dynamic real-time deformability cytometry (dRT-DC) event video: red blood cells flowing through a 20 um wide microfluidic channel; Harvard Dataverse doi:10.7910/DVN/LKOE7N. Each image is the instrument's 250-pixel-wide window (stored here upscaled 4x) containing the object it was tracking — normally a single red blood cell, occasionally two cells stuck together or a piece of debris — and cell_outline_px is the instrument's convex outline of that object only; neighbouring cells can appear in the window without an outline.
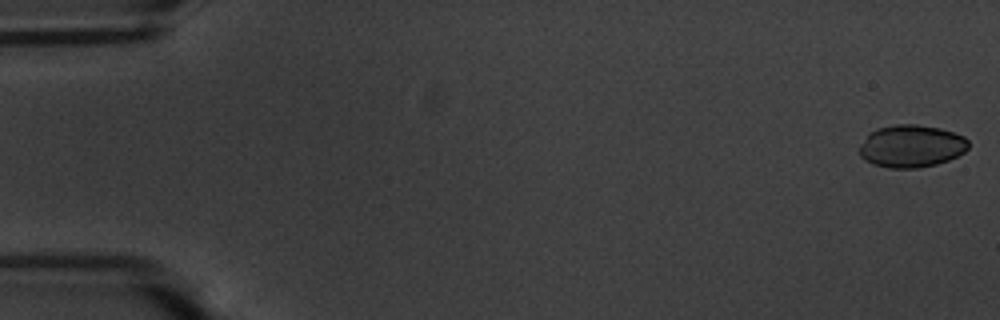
{"species": "common noctule bat (a hibernating species)", "species_latin": "Nyctalus noctula", "temperature_condition": "warm", "stored_images_in_passage": 56, "camera_frame_rate_fps": 3000, "um_per_image_px": 0.085, "animal": {"sex": "male", "body_mass_g": 20.1, "forearm_length_mm": 53.5}, "frame": {"image": 1, "passage_image": 1, "time_ms": 0.0, "image_size_px": [1000, 320], "cell_outline_px": [[968, 148], [964, 152], [948, 160], [936, 164], [916, 168], [888, 168], [872, 164], [864, 160], [860, 156], [860, 144], [876, 128], [896, 124], [916, 124], [940, 128], [964, 136], [968, 140]], "centroid_in_image_um": [77.46, 12.42], "position_along_channel_um": 7.5, "area_um2": 26.93}}
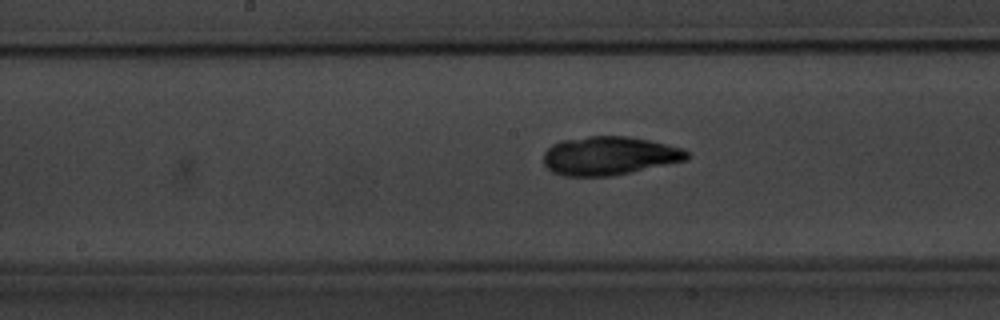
{"frame": {"image": 2, "passage_image": 29, "time_ms": 9.333, "image_size_px": [1000, 320], "cell_outline_px": [[692, 156], [688, 160], [632, 172], [612, 176], [564, 176], [552, 172], [544, 164], [544, 152], [552, 144], [560, 140], [588, 136], [628, 136], [648, 140], [684, 148]], "centroid_in_image_um": [51.81, 13.24], "position_along_channel_um": 196.4, "area_um2": 32.54}}
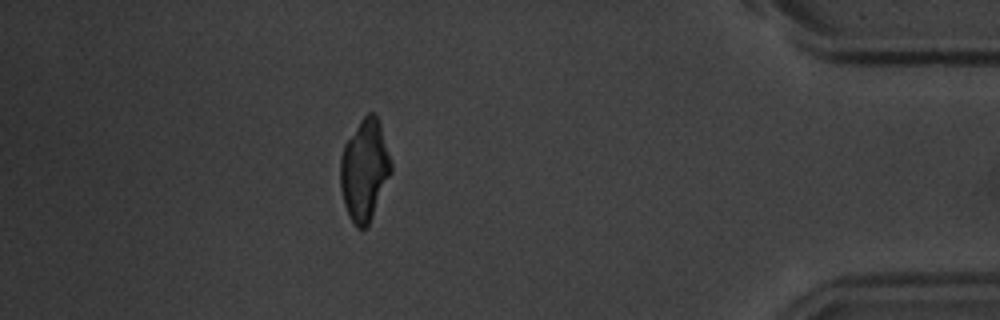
{"frame": {"image": 3, "passage_image": 50, "time_ms": 16.333, "image_size_px": [1000, 320], "cell_outline_px": [[392, 172], [372, 216], [368, 224], [364, 228], [356, 228], [348, 216], [344, 204], [340, 188], [340, 156], [344, 144], [360, 120], [368, 112], [372, 112], [376, 116], [380, 124], [392, 160]], "centroid_in_image_um": [30.98, 14.45], "position_along_channel_um": 404.2, "area_um2": 30.06}}